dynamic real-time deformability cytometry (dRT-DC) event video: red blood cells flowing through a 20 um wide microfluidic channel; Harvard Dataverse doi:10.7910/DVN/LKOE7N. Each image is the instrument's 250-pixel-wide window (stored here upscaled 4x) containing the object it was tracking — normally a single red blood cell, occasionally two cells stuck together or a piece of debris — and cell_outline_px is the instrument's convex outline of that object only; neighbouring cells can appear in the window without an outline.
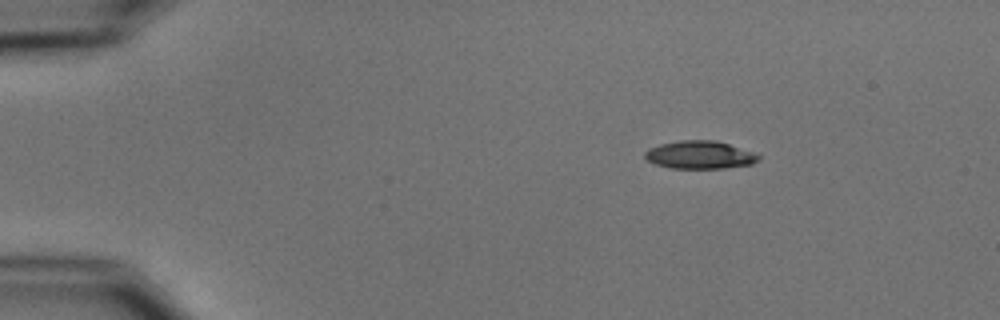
{"species": "common noctule bat (a hibernating species)", "species_latin": "Nyctalus noctula", "temperature_condition": "cold", "stored_images_in_passage": 6, "camera_frame_rate_fps": 3000, "um_per_image_px": 0.085, "animal": {"sex": "male", "body_mass_g": 15.6}, "frame": {"image": 1, "passage_image": 1, "time_ms": 0.0, "image_size_px": [1000, 320], "cell_outline_px": [[760, 160], [752, 164], [724, 168], [672, 168], [656, 164], [648, 160], [644, 156], [644, 152], [648, 148], [660, 144], [680, 140], [716, 140], [756, 152], [760, 156]], "centroid_in_image_um": [59.52, 13.15], "position_along_channel_um": 25.5, "area_um2": 18.61}}
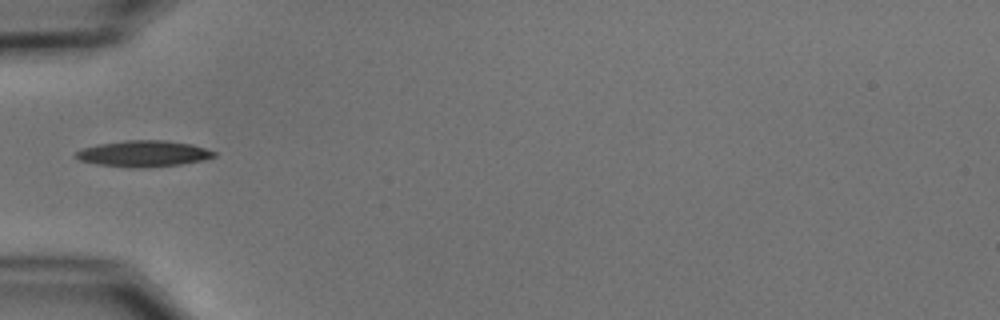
{"frame": {"image": 2, "passage_image": 3, "time_ms": 3.333, "image_size_px": [1000, 320], "cell_outline_px": [[216, 156], [204, 160], [180, 164], [144, 168], [128, 168], [96, 164], [80, 160], [72, 156], [76, 152], [84, 148], [96, 144], [124, 140], [164, 140], [192, 144], [216, 152]], "centroid_in_image_um": [12.17, 13.06], "position_along_channel_um": 72.8, "area_um2": 21.27}}